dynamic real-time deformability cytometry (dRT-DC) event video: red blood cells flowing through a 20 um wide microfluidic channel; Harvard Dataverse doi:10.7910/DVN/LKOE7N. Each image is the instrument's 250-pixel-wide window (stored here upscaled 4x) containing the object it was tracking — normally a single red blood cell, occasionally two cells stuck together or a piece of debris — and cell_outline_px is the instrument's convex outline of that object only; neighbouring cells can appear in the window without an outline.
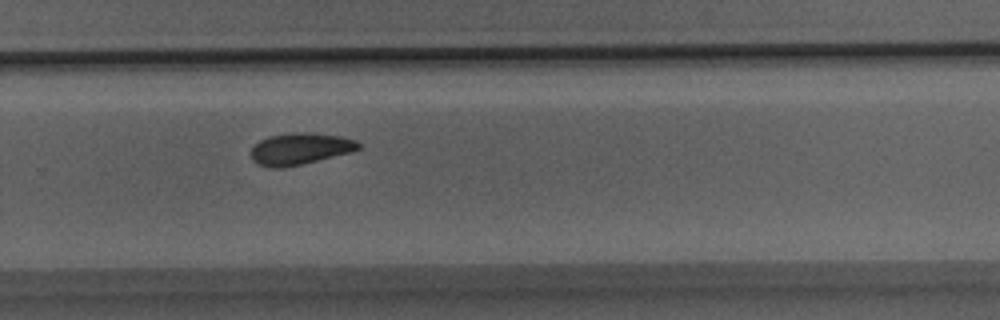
{"species": "Egyptian fruit bat (a non-hibernating species)", "species_latin": "Rousettus aegyptiacus", "temperature_condition": "room temperature", "stored_images_in_passage": 22, "camera_frame_rate_fps": 3000, "um_per_image_px": 0.085, "animal": {"sex": "male"}, "frame": {"image": 1, "passage_image": 12, "time_ms": 3.667, "image_size_px": [1000, 320], "cell_outline_px": [[360, 148], [352, 152], [284, 168], [268, 168], [256, 164], [252, 160], [252, 148], [260, 140], [268, 136], [296, 132], [308, 132], [340, 136], [356, 140], [360, 144]], "centroid_in_image_um": [25.49, 12.65], "position_along_channel_um": 304.3, "area_um2": 19.88}}
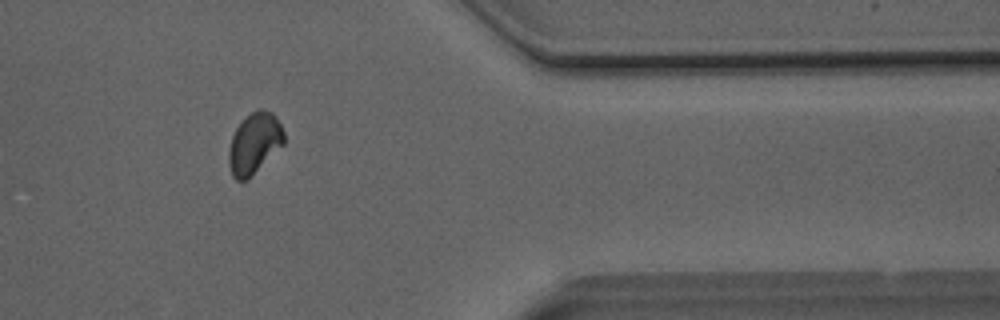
{"frame": {"image": 2, "passage_image": 17, "time_ms": 5.333, "image_size_px": [1000, 320], "cell_outline_px": [[284, 144], [248, 180], [236, 180], [232, 176], [228, 164], [228, 152], [232, 136], [236, 128], [252, 112], [260, 108], [264, 108], [272, 112], [276, 116], [284, 132]], "centroid_in_image_um": [21.62, 12.2], "position_along_channel_um": 389.8, "area_um2": 19.65}}
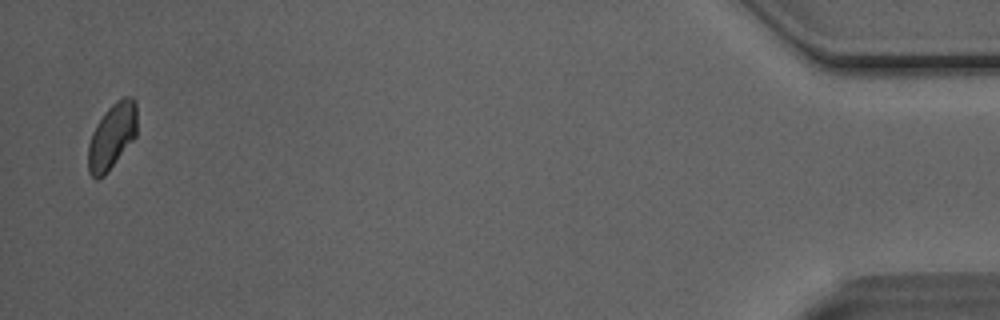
{"frame": {"image": 3, "passage_image": 22, "time_ms": 7.0, "image_size_px": [1000, 320], "cell_outline_px": [[136, 136], [104, 176], [96, 180], [88, 172], [88, 144], [92, 132], [96, 124], [104, 112], [116, 100], [124, 96], [132, 96], [136, 100]], "centroid_in_image_um": [9.51, 11.56], "position_along_channel_um": 425.7, "area_um2": 18.79}}